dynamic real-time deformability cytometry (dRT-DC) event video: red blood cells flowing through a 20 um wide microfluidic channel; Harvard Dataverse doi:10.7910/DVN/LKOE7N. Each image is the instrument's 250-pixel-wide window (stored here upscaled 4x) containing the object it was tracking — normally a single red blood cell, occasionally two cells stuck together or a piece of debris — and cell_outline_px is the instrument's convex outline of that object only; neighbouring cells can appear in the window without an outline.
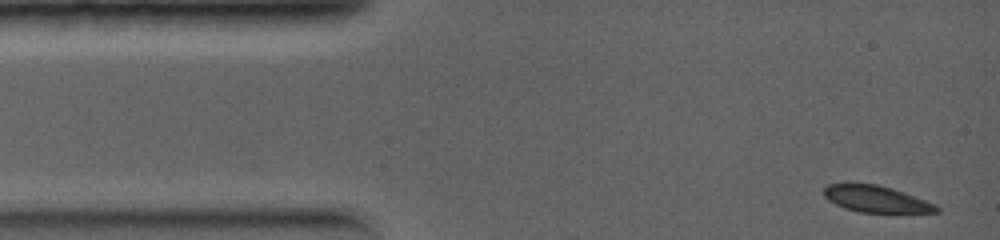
{"species": "common noctule bat (a hibernating species)", "species_latin": "Nyctalus noctula", "temperature_condition": "warm", "stored_images_in_passage": 19, "camera_frame_rate_fps": 5000, "um_per_image_px": 0.085, "animal": {"sex": "female", "body_mass_g": 19.0, "forearm_length_mm": 56.7}, "frame": {"image": 1, "passage_image": 1, "time_ms": 0.0, "image_size_px": [1000, 240], "cell_outline_px": [[940, 212], [860, 212], [844, 208], [828, 200], [824, 196], [824, 188], [828, 184], [844, 180], [876, 184], [892, 188], [904, 192], [936, 204], [940, 208]], "centroid_in_image_um": [74.4, 16.86], "position_along_channel_um": 10.6, "area_um2": 17.92}}
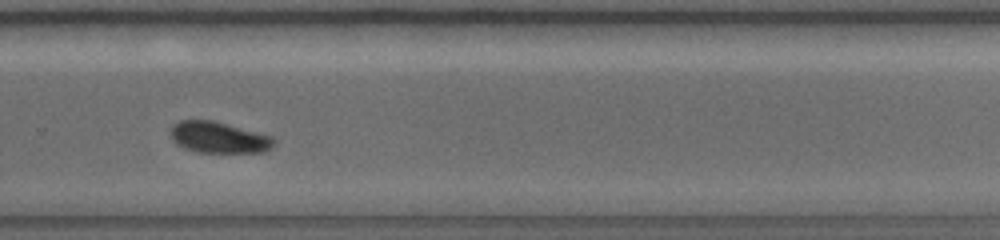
{"frame": {"image": 2, "passage_image": 15, "time_ms": 5.8, "image_size_px": [1000, 240], "cell_outline_px": [[276, 144], [272, 148], [264, 152], [196, 152], [184, 148], [176, 144], [172, 140], [172, 124], [180, 120], [212, 120], [272, 136], [276, 140]], "centroid_in_image_um": [18.61, 11.69], "position_along_channel_um": 311.2, "area_um2": 18.84}}
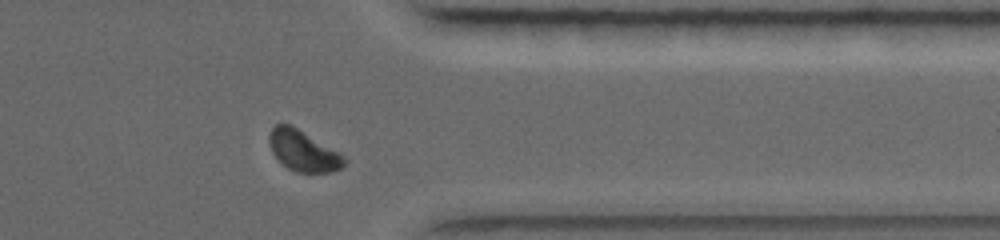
{"frame": {"image": 3, "passage_image": 18, "time_ms": 7.0, "image_size_px": [1000, 240], "cell_outline_px": [[348, 160], [340, 168], [328, 172], [296, 172], [288, 168], [272, 152], [268, 140], [268, 136], [272, 128], [276, 124], [292, 124], [340, 152]], "centroid_in_image_um": [25.78, 12.79], "position_along_channel_um": 385.6, "area_um2": 17.86}}